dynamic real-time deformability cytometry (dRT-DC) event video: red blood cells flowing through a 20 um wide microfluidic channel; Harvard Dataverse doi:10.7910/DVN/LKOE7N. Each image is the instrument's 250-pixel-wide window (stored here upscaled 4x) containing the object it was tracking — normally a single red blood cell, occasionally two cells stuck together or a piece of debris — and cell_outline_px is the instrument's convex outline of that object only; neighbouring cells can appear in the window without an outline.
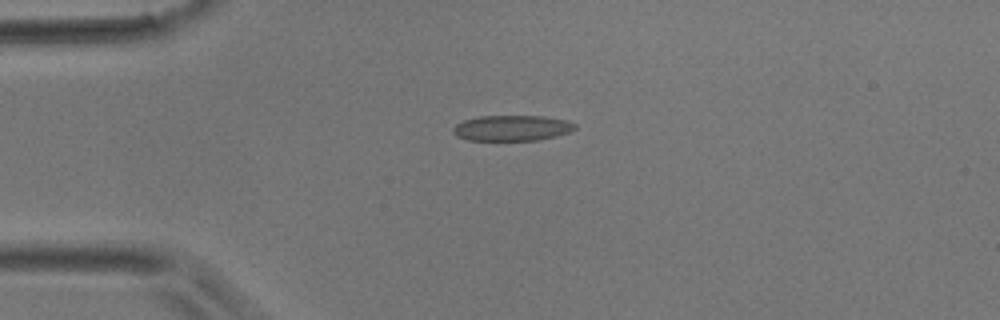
{"species": "common noctule bat (a hibernating species)", "species_latin": "Nyctalus noctula", "temperature_condition": "room temperature", "stored_images_in_passage": 2, "camera_frame_rate_fps": 3000, "um_per_image_px": 0.085, "animal": {"sex": "male", "body_mass_g": 17.9}, "frame": {"image": 1, "passage_image": 2, "time_ms": 0.333, "image_size_px": [1000, 320], "cell_outline_px": [[576, 128], [568, 132], [556, 136], [536, 140], [468, 140], [456, 136], [452, 132], [452, 128], [456, 124], [464, 120], [480, 116], [544, 116], [568, 120], [576, 124]], "centroid_in_image_um": [43.51, 10.88], "position_along_channel_um": 41.5, "area_um2": 18.21}}